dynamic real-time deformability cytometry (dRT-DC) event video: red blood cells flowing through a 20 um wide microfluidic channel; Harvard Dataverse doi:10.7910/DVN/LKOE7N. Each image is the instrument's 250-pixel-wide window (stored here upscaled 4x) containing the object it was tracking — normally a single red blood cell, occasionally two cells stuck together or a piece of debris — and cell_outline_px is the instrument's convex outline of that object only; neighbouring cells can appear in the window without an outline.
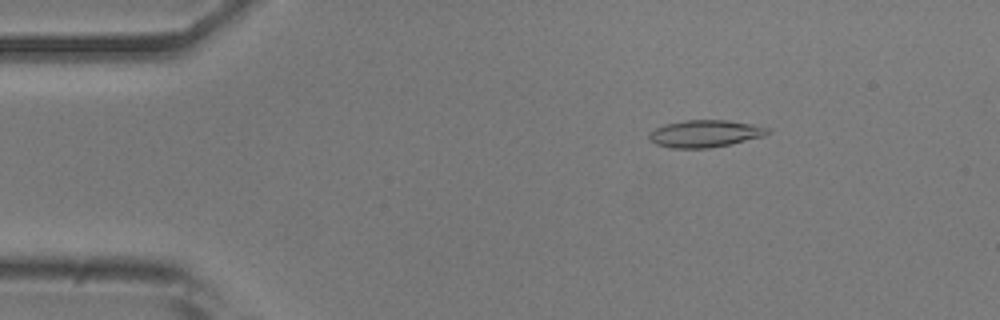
{"species": "common noctule bat (a hibernating species)", "species_latin": "Nyctalus noctula", "temperature_condition": "room temperature", "stored_images_in_passage": 13, "camera_frame_rate_fps": 3000, "um_per_image_px": 0.085, "animal": {"sex": "male", "body_mass_g": 20.5, "forearm_length_mm": 52.5}, "frame": {"image": 1, "passage_image": 4, "time_ms": 1.0, "image_size_px": [1000, 320], "cell_outline_px": [[772, 132], [764, 136], [728, 144], [708, 148], [672, 148], [656, 144], [648, 140], [648, 132], [664, 124], [684, 120], [728, 120], [752, 124], [772, 128]], "centroid_in_image_um": [59.92, 11.35], "position_along_channel_um": 25.1, "area_um2": 18.9}}
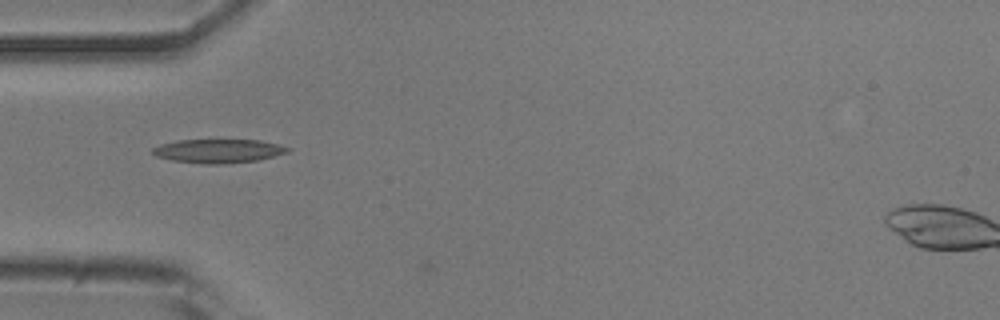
{"frame": {"image": 2, "passage_image": 12, "time_ms": 3.667, "image_size_px": [1000, 320], "cell_outline_px": [[292, 148], [288, 152], [256, 160], [224, 164], [204, 164], [172, 160], [156, 156], [152, 152], [152, 148], [160, 144], [176, 140], [260, 140]], "centroid_in_image_um": [18.52, 12.83], "position_along_channel_um": 66.5, "area_um2": 18.61}}